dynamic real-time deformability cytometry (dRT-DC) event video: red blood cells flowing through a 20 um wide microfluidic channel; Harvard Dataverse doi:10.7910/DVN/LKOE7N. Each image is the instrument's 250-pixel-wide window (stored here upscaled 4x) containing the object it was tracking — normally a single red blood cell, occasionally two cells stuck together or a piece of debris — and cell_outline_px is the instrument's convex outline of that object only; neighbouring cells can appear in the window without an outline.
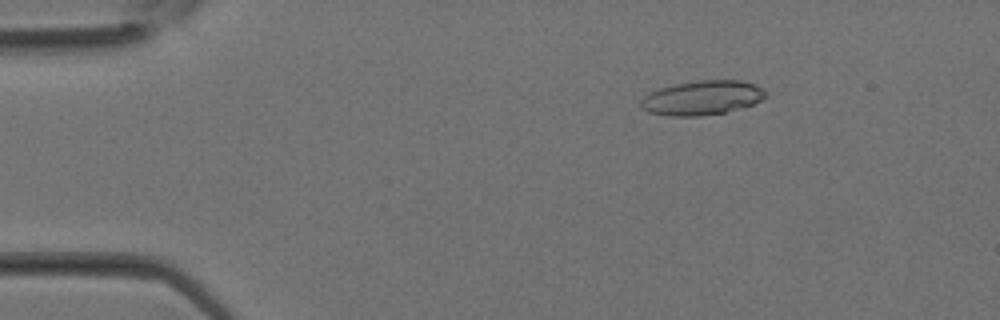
{"species": "Egyptian fruit bat (a non-hibernating species)", "species_latin": "Rousettus aegyptiacus", "temperature_condition": "room temperature", "stored_images_in_passage": 33, "camera_frame_rate_fps": 3000, "um_per_image_px": 0.085, "animal": {"sex": "female"}, "frame": {"image": 1, "passage_image": 5, "time_ms": 1.333, "image_size_px": [1000, 320], "cell_outline_px": [[768, 96], [752, 104], [724, 112], [700, 116], [672, 116], [648, 112], [640, 108], [640, 100], [644, 96], [660, 88], [676, 84], [700, 80], [740, 80], [756, 84], [764, 88], [768, 92]], "centroid_in_image_um": [59.7, 8.31], "position_along_channel_um": 25.3, "area_um2": 24.97}}
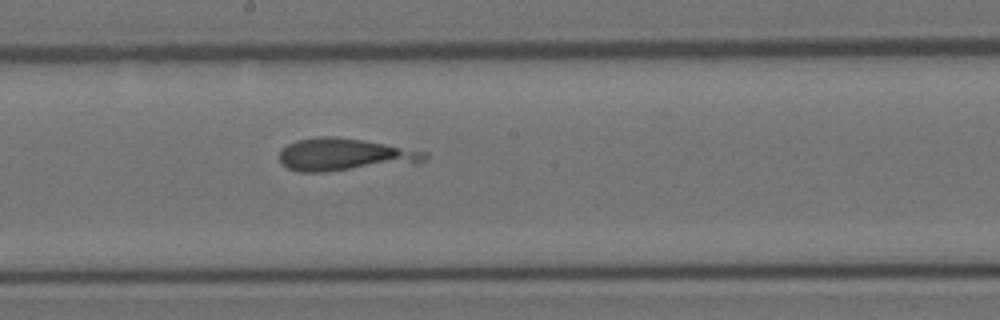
{"frame": {"image": 2, "passage_image": 18, "time_ms": 5.667, "image_size_px": [1000, 320], "cell_outline_px": [[428, 160], [416, 164], [324, 172], [296, 172], [288, 168], [280, 160], [280, 152], [288, 144], [296, 140], [316, 136], [336, 136], [364, 140], [428, 152]], "centroid_in_image_um": [29.36, 13.16], "position_along_channel_um": 218.8, "area_um2": 28.03}}
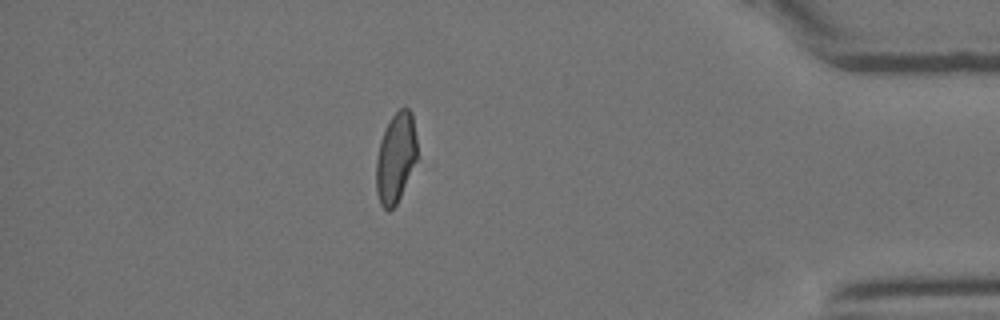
{"frame": {"image": 3, "passage_image": 29, "time_ms": 9.333, "image_size_px": [1000, 320], "cell_outline_px": [[416, 160], [400, 196], [396, 204], [388, 212], [380, 204], [376, 192], [376, 160], [380, 140], [392, 116], [400, 108], [408, 108], [412, 112], [416, 136]], "centroid_in_image_um": [33.62, 13.42], "position_along_channel_um": 401.6, "area_um2": 21.21}}